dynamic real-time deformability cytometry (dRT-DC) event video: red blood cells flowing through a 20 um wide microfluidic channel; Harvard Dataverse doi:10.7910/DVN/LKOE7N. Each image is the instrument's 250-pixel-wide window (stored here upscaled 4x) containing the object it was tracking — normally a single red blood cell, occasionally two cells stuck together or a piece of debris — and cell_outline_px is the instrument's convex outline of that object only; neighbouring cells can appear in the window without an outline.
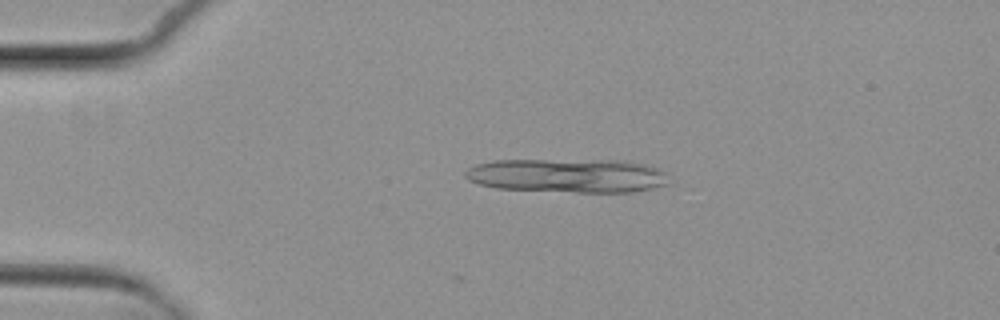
{"species": "common noctule bat (a hibernating species)", "species_latin": "Nyctalus noctula", "temperature_condition": "cold", "stored_images_in_passage": 7, "segment_of_instrument_passage": [1, 2], "camera_frame_rate_fps": 3000, "um_per_image_px": 0.085, "animal": {"sex": "female", "body_mass_g": 29.2, "forearm_length_mm": 56.3}, "frame": {"image": 1, "passage_image": 4, "time_ms": 3.667, "image_size_px": [1000, 320], "cell_outline_px": [[668, 184], [656, 188], [632, 192], [576, 192], [496, 188], [480, 184], [468, 180], [464, 176], [464, 172], [468, 168], [476, 164], [492, 160], [628, 160], [644, 164], [656, 168], [664, 172]], "centroid_in_image_um": [48.24, 14.92], "position_along_channel_um": 36.8, "area_um2": 40.46}}